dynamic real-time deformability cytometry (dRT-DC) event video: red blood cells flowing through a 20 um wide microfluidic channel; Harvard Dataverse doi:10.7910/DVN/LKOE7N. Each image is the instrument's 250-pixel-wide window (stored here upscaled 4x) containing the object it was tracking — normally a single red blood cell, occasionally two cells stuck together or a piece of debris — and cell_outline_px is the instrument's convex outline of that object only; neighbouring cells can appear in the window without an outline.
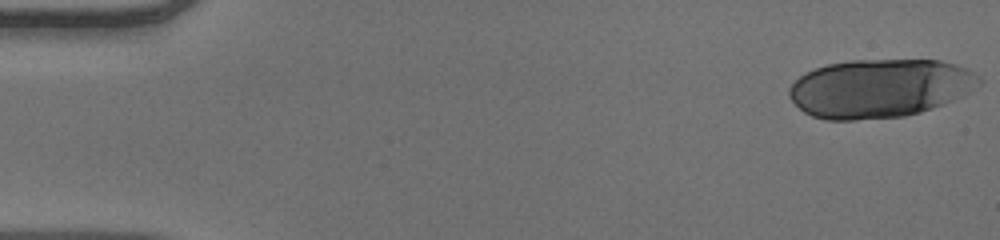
{"species": "human", "species_latin": "Homo sapiens", "temperature_condition": "warm", "stored_images_in_passage": 51, "camera_frame_rate_fps": 3000, "um_per_image_px": 0.085, "donor": {"sex": "male"}, "frame": {"image": 1, "passage_image": 1, "time_ms": 0.0, "image_size_px": [1000, 240], "cell_outline_px": [[980, 84], [968, 92], [944, 104], [920, 112], [904, 116], [856, 120], [824, 120], [812, 116], [804, 112], [788, 96], [788, 88], [804, 72], [828, 64], [852, 60], [940, 60], [956, 64], [968, 68], [980, 76]], "centroid_in_image_um": [74.77, 7.5], "position_along_channel_um": 10.2, "area_um2": 64.97}}
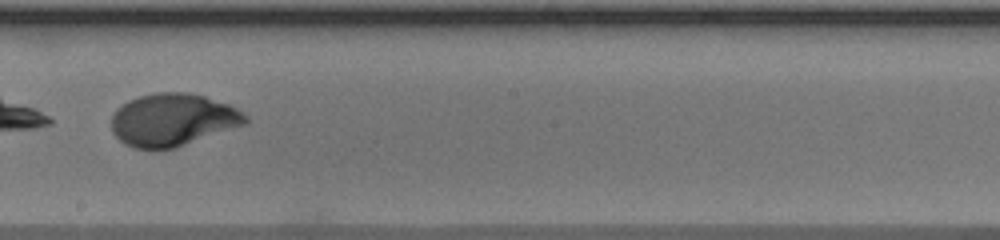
{"frame": {"image": 2, "passage_image": 30, "time_ms": 9.667, "image_size_px": [1000, 240], "cell_outline_px": [[248, 124], [172, 148], [132, 148], [124, 144], [112, 132], [112, 116], [116, 108], [128, 100], [140, 96], [156, 92], [184, 92], [204, 96], [228, 104], [236, 108], [248, 116]], "centroid_in_image_um": [14.68, 10.17], "position_along_channel_um": 233.5, "area_um2": 40.86}}
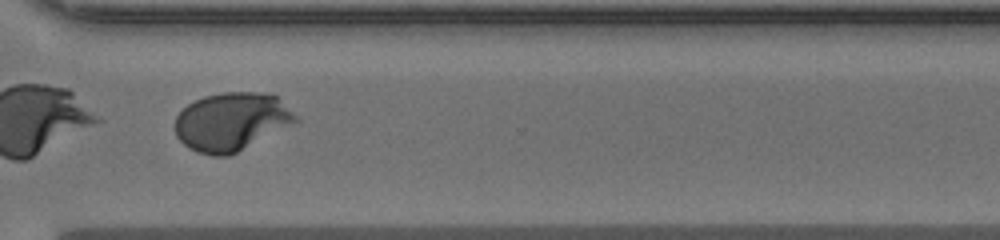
{"frame": {"image": 3, "passage_image": 39, "time_ms": 12.667, "image_size_px": [1000, 240], "cell_outline_px": [[300, 120], [228, 156], [212, 156], [196, 152], [188, 148], [176, 136], [176, 116], [188, 104], [204, 96], [224, 92], [256, 92], [276, 96]], "centroid_in_image_um": [19.64, 10.34], "position_along_channel_um": 351.0, "area_um2": 40.34}, "authors_computed_cell_mechanics": {"area_um2": 41.1536, "velocity_mm_per_s": 3.9086, "shape_relaxation_time_tau1_ms": 2.386, "shape_relaxation_time_tau2_ms": null, "deformation_change_tau1": 0.3754, "deformation_change_tau2": null}}